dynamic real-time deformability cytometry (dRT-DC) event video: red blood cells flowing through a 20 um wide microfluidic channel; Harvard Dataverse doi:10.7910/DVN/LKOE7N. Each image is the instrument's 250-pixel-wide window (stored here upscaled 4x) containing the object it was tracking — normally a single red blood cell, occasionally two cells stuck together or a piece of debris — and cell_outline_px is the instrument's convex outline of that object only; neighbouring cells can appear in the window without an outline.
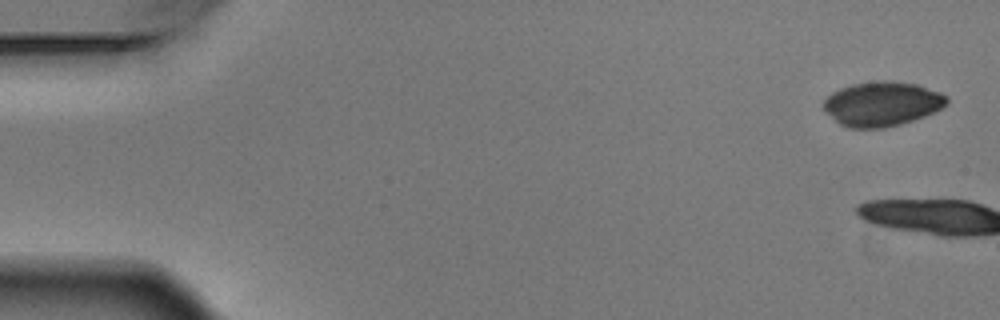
{"species": "Egyptian fruit bat (a non-hibernating species)", "species_latin": "Rousettus aegyptiacus", "temperature_condition": "warm", "stored_images_in_passage": 7, "camera_frame_rate_fps": 3000, "um_per_image_px": 0.085, "animal": {"sex": "male"}, "frame": {"image": 1, "passage_image": 1, "time_ms": 0.0, "image_size_px": [1000, 320], "cell_outline_px": [[948, 100], [936, 112], [900, 124], [884, 128], [848, 128], [840, 124], [824, 108], [824, 100], [832, 92], [840, 88], [852, 84], [880, 80], [892, 80], [916, 84], [940, 92], [948, 96]], "centroid_in_image_um": [74.98, 8.82], "position_along_channel_um": 10.0, "area_um2": 31.79}}